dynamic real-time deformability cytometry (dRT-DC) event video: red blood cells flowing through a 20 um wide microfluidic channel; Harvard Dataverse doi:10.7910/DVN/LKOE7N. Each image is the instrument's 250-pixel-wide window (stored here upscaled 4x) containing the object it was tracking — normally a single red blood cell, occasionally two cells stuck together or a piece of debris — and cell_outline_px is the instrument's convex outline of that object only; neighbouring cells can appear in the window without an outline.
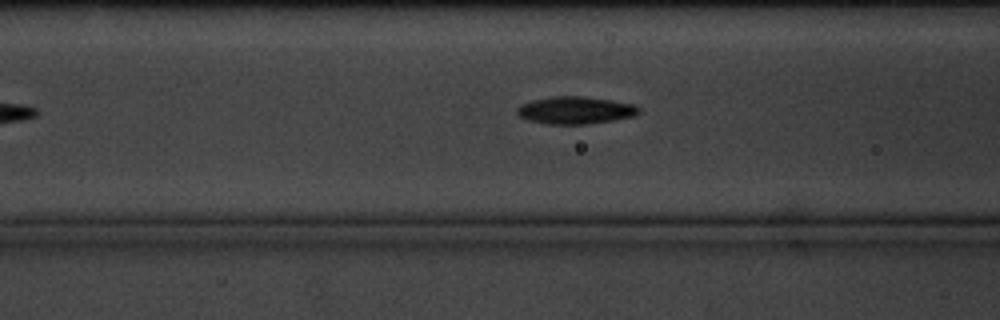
{"species": "common noctule bat (a hibernating species)", "species_latin": "Nyctalus noctula", "temperature_condition": "cold", "stored_images_in_passage": 7, "camera_frame_rate_fps": 3000, "um_per_image_px": 0.085, "animal": {"sex": "male", "body_mass_g": 20.1, "forearm_length_mm": 53.5}, "frame": {"image": 1, "passage_image": 7, "time_ms": 6.667, "image_size_px": [1000, 320], "cell_outline_px": [[640, 112], [632, 116], [612, 120], [588, 124], [548, 124], [528, 120], [520, 116], [516, 112], [516, 108], [524, 104], [536, 100], [556, 96], [580, 96], [612, 100], [632, 104], [640, 108]], "centroid_in_image_um": [48.92, 9.38], "position_along_channel_um": 117.7, "area_um2": 19.07}}